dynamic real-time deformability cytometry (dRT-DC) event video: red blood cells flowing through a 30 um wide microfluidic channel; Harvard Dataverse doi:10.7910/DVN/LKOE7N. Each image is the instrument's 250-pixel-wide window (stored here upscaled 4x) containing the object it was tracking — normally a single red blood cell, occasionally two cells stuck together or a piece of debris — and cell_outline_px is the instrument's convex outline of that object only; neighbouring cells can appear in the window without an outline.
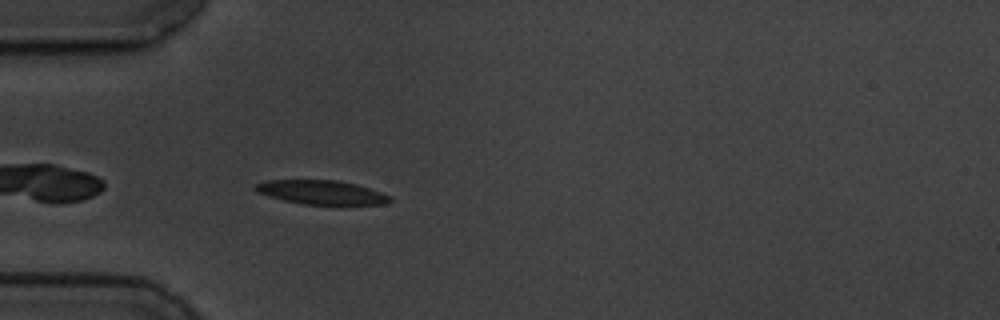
{"species": "common noctule bat (a hibernating species)", "species_latin": "Nyctalus noctula", "temperature_condition": "cold", "stored_images_in_passage": 44, "camera_frame_rate_fps": 3000, "um_per_image_px": 0.085, "animal": {"sex": "male", "body_mass_g": 19.5, "forearm_length_mm": 54.6}, "frame": {"image": 1, "passage_image": 3, "time_ms": 0.667, "image_size_px": [1000, 320], "cell_outline_px": [[392, 200], [384, 204], [304, 204], [284, 200], [268, 196], [256, 192], [256, 184], [268, 180], [336, 180], [356, 184], [392, 196]], "centroid_in_image_um": [27.33, 16.34], "position_along_channel_um": 57.7, "area_um2": 18.55}}
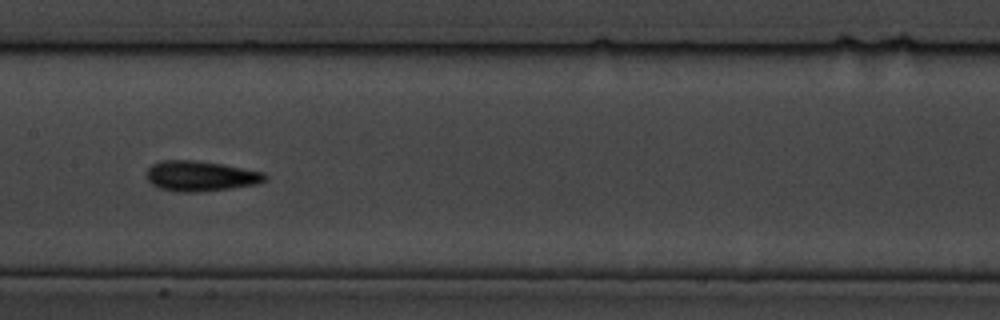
{"frame": {"image": 2, "passage_image": 15, "time_ms": 4.667, "image_size_px": [1000, 320], "cell_outline_px": [[268, 180], [256, 184], [232, 188], [196, 192], [176, 192], [160, 188], [152, 184], [148, 180], [148, 168], [152, 164], [164, 160], [196, 160], [220, 164], [264, 172], [268, 176]], "centroid_in_image_um": [17.07, 14.97], "position_along_channel_um": 190.3, "area_um2": 20.81}}
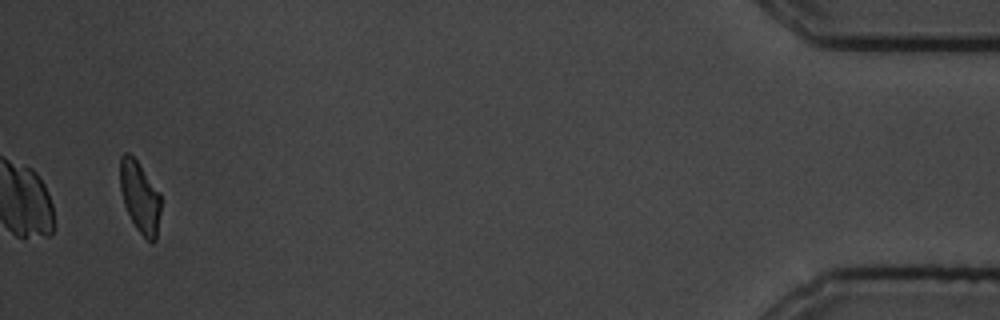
{"frame": {"image": 3, "passage_image": 42, "time_ms": 13.667, "image_size_px": [1000, 320], "cell_outline_px": [[160, 212], [156, 240], [152, 244], [136, 228], [124, 204], [120, 188], [120, 156], [124, 152], [128, 152], [136, 160], [160, 192]], "centroid_in_image_um": [11.89, 16.74], "position_along_channel_um": 423.3, "area_um2": 16.82}, "authors_computed_cell_mechanics": {"area_um2": 18.9584, "velocity_mm_per_s": 3.4538, "shape_relaxation_time_tau1_ms": 5.7578, "shape_relaxation_time_tau2_ms": 4.2879, "deformation_change_tau1": 0.158, "deformation_change_tau2": 0.123}}